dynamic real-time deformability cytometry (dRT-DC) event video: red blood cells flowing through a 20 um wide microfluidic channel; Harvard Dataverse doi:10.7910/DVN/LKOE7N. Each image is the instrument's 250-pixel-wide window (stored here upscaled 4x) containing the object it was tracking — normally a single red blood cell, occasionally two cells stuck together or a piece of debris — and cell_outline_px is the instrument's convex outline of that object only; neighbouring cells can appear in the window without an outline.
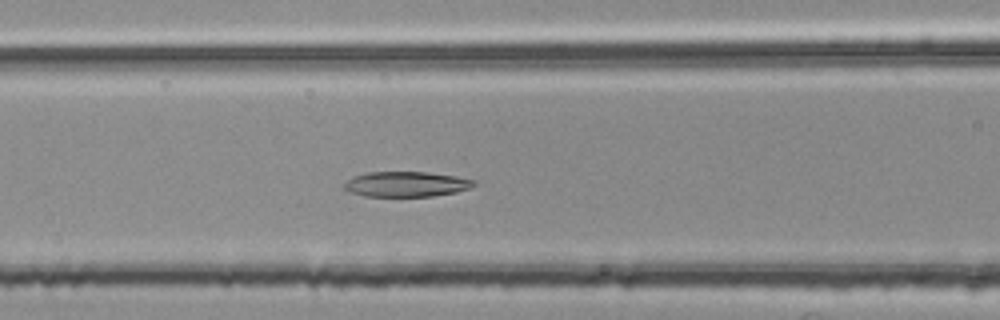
{"species": "common noctule bat (a hibernating species)", "species_latin": "Nyctalus noctula", "temperature_condition": "room temperature", "stored_images_in_passage": 52, "segment_of_instrument_passage": [2, 2], "camera_frame_rate_fps": 3000, "um_per_image_px": 0.085, "animal": {"sex": "female", "body_mass_g": 25.1}, "frame": {"image": 1, "passage_image": 23, "time_ms": 7.333, "image_size_px": [1000, 320], "cell_outline_px": [[476, 184], [468, 188], [456, 192], [432, 196], [364, 196], [352, 192], [344, 188], [344, 184], [352, 176], [368, 172], [428, 172], [456, 176], [476, 180]], "centroid_in_image_um": [34.54, 15.64], "position_along_channel_um": 132.1, "area_um2": 18.96}}
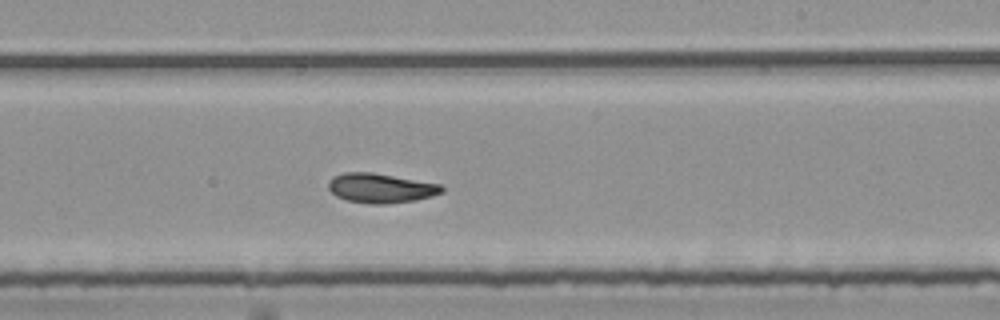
{"frame": {"image": 2, "passage_image": 33, "time_ms": 10.667, "image_size_px": [1000, 320], "cell_outline_px": [[444, 192], [432, 196], [416, 200], [388, 204], [372, 204], [348, 200], [336, 196], [328, 188], [328, 180], [332, 176], [344, 172], [372, 172], [440, 184], [444, 188]], "centroid_in_image_um": [32.35, 15.98], "position_along_channel_um": 256.6, "area_um2": 19.59}}
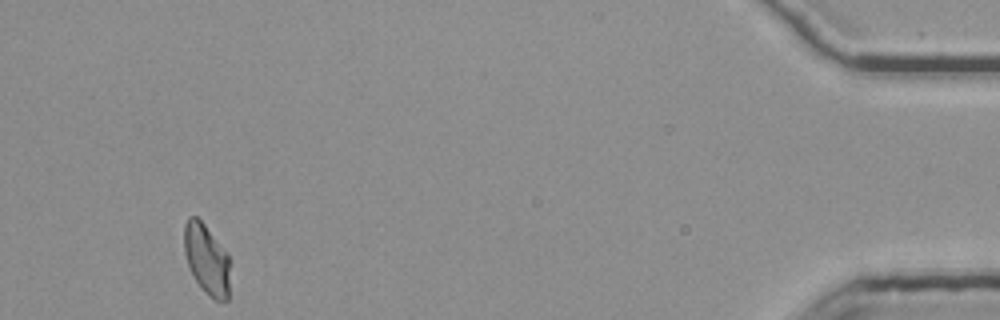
{"frame": {"image": 3, "passage_image": 52, "time_ms": 17.0, "image_size_px": [1000, 320], "cell_outline_px": [[228, 300], [216, 300], [208, 296], [192, 276], [184, 252], [184, 224], [188, 216], [196, 216], [204, 224], [228, 252]], "centroid_in_image_um": [17.54, 22.01], "position_along_channel_um": 417.7, "area_um2": 18.73}}